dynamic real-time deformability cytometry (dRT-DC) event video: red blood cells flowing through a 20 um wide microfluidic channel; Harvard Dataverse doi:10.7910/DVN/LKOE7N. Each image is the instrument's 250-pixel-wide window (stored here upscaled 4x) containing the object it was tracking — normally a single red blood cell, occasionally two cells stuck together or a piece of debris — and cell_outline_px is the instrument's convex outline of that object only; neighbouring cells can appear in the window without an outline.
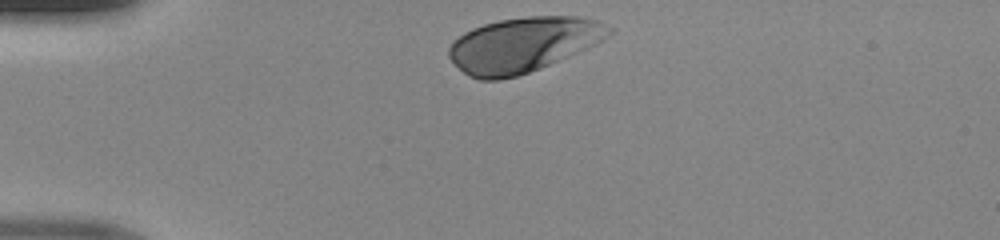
{"species": "human", "species_latin": "Homo sapiens", "temperature_condition": "room temperature", "stored_images_in_passage": 29, "camera_frame_rate_fps": 3000, "um_per_image_px": 0.085, "donor": {"sex": "male"}, "frame": {"image": 1, "passage_image": 1, "time_ms": 0.0, "image_size_px": [1000, 240], "cell_outline_px": [[612, 32], [608, 36], [596, 44], [540, 68], [516, 76], [500, 80], [480, 80], [468, 76], [448, 56], [448, 48], [464, 32], [472, 28], [484, 24], [500, 20], [528, 16], [580, 16], [596, 20], [612, 28]], "centroid_in_image_um": [44.46, 3.79], "position_along_channel_um": 40.5, "area_um2": 50.81}}
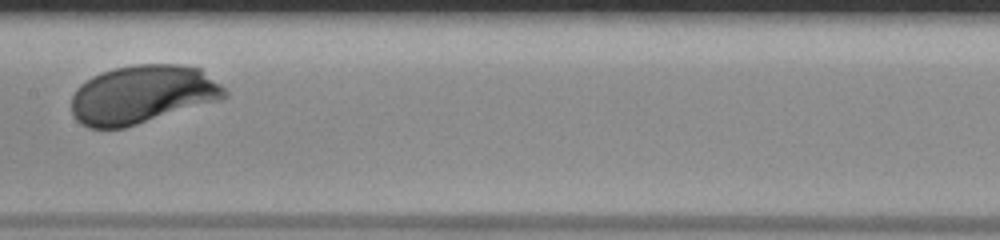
{"frame": {"image": 2, "passage_image": 15, "time_ms": 4.667, "image_size_px": [1000, 240], "cell_outline_px": [[228, 96], [220, 100], [124, 128], [88, 128], [80, 124], [76, 120], [72, 112], [72, 96], [76, 88], [80, 84], [92, 76], [100, 72], [112, 68], [132, 64], [184, 64], [200, 68], [220, 84], [228, 92]], "centroid_in_image_um": [12.08, 8.02], "position_along_channel_um": 195.3, "area_um2": 52.48}}
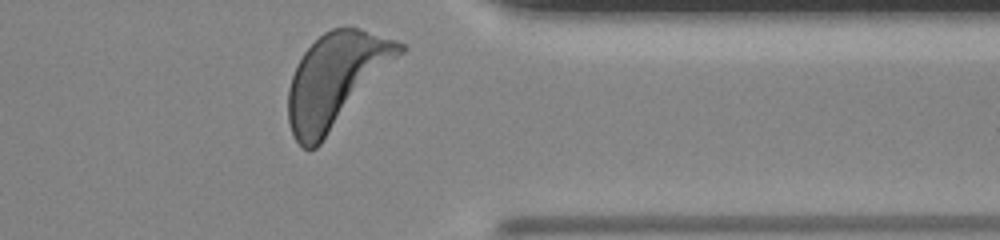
{"frame": {"image": 3, "passage_image": 29, "time_ms": 9.333, "image_size_px": [1000, 240], "cell_outline_px": [[408, 48], [320, 144], [316, 148], [304, 148], [296, 140], [292, 132], [288, 120], [288, 88], [296, 64], [304, 52], [324, 32], [332, 28], [360, 28], [396, 40], [404, 44]], "centroid_in_image_um": [28.56, 6.77], "position_along_channel_um": 382.8, "area_um2": 60.17}}